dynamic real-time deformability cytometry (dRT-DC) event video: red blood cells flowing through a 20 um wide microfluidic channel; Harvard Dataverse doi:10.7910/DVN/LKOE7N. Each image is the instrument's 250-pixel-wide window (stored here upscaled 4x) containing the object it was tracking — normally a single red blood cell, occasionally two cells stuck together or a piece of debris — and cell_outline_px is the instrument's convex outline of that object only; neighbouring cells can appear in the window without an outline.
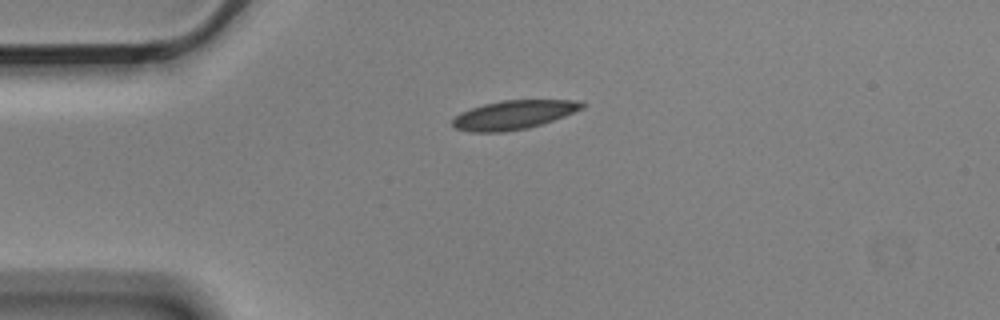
{"species": "Egyptian fruit bat (a non-hibernating species)", "species_latin": "Rousettus aegyptiacus", "temperature_condition": "cold", "stored_images_in_passage": 1, "camera_frame_rate_fps": 3000, "um_per_image_px": 0.085, "animal": {"sex": "male"}, "frame": {"image": 1, "passage_image": 1, "time_ms": 0.0, "image_size_px": [1000, 320], "cell_outline_px": [[588, 104], [584, 108], [564, 116], [528, 128], [504, 132], [468, 132], [456, 128], [452, 124], [452, 120], [460, 112], [484, 104], [500, 100], [580, 100]], "centroid_in_image_um": [43.68, 9.75], "position_along_channel_um": 41.3, "area_um2": 21.85}}